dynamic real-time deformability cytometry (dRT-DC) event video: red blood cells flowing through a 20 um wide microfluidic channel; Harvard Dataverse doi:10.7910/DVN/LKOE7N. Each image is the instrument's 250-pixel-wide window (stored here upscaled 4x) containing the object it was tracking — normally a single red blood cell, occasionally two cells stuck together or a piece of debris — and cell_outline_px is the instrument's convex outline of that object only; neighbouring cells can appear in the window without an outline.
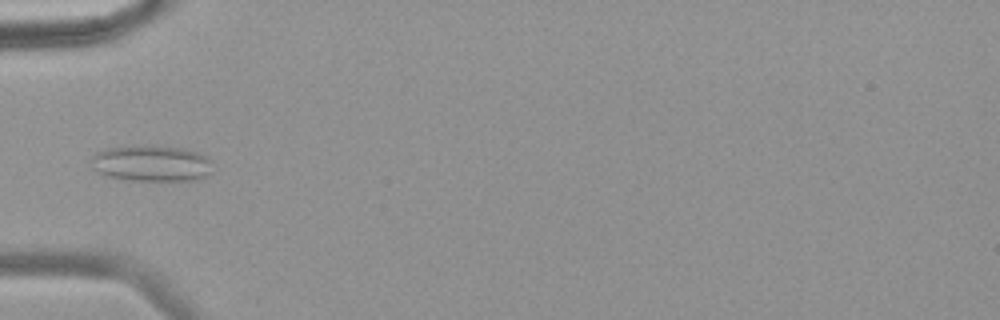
{"species": "common noctule bat (a hibernating species)", "species_latin": "Nyctalus noctula", "temperature_condition": "warm", "stored_images_in_passage": 38, "camera_frame_rate_fps": 3000, "um_per_image_px": 0.085, "animal": {"sex": "female", "body_mass_g": 18.4}, "frame": {"image": 1, "passage_image": 1, "time_ms": 0.0, "image_size_px": [1000, 320], "cell_outline_px": [[212, 172], [208, 176], [196, 180], [132, 180], [108, 176], [92, 168], [92, 156], [96, 152], [108, 148], [184, 148], [208, 156], [212, 160]], "centroid_in_image_um": [12.96, 13.93], "position_along_channel_um": 72.0, "area_um2": 24.8}}
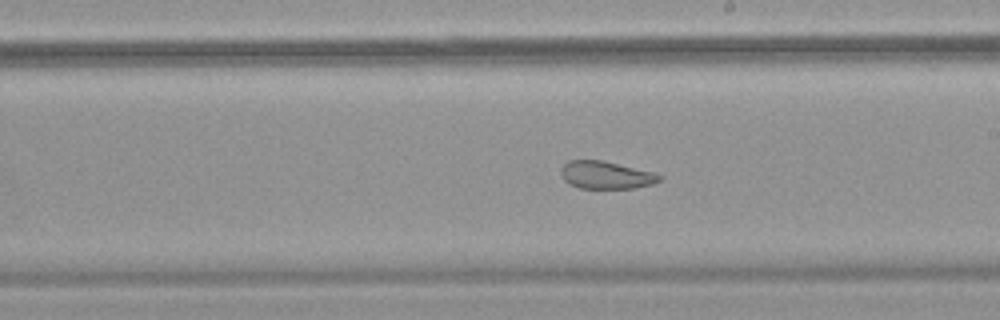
{"frame": {"image": 2, "passage_image": 15, "time_ms": 4.667, "image_size_px": [1000, 320], "cell_outline_px": [[664, 180], [652, 184], [632, 188], [580, 188], [568, 184], [564, 180], [560, 172], [560, 168], [568, 160], [604, 160], [652, 172], [664, 176]], "centroid_in_image_um": [51.51, 14.87], "position_along_channel_um": 237.5, "area_um2": 16.01}}
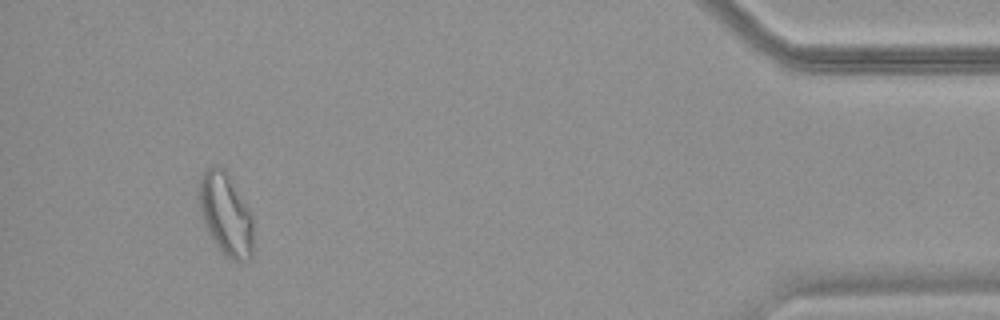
{"frame": {"image": 3, "passage_image": 35, "time_ms": 11.333, "image_size_px": [1000, 320], "cell_outline_px": [[252, 256], [248, 260], [232, 260], [224, 256], [208, 232], [200, 212], [200, 176], [212, 164], [220, 164], [228, 172], [244, 200], [252, 216]], "centroid_in_image_um": [19.19, 18.17], "position_along_channel_um": 416.0, "area_um2": 26.01}, "authors_computed_cell_mechanics": {"area_um2": 18.0625, "velocity_mm_per_s": 3.5522, "shape_relaxation_time_tau1_ms": null, "shape_relaxation_time_tau2_ms": 1.3853, "deformation_change_tau1": null, "deformation_change_tau2": 0.0901}}